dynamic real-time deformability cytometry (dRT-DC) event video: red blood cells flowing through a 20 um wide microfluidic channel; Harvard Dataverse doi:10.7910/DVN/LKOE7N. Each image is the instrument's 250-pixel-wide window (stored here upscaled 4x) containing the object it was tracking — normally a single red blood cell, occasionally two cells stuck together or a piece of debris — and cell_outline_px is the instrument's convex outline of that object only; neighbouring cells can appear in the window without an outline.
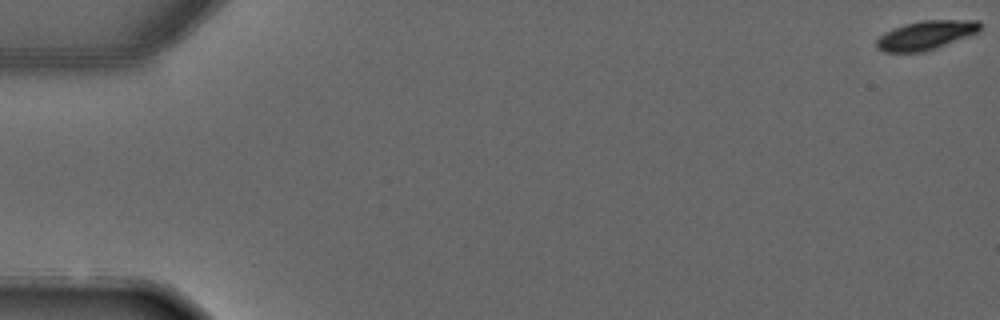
{"species": "common noctule bat (a hibernating species)", "species_latin": "Nyctalus noctula", "temperature_condition": "warm", "stored_images_in_passage": 5, "camera_frame_rate_fps": 3000, "um_per_image_px": 0.085, "animal": {"sex": "male", "forearm_length_mm": 52.5}, "frame": {"image": 1, "passage_image": 1, "time_ms": 0.0, "image_size_px": [1000, 320], "cell_outline_px": [[984, 24], [980, 32], [936, 48], [924, 52], [884, 52], [876, 48], [876, 40], [884, 32], [892, 28], [904, 24], [924, 20], [980, 20]], "centroid_in_image_um": [78.74, 2.98], "position_along_channel_um": 6.3, "area_um2": 17.8}}
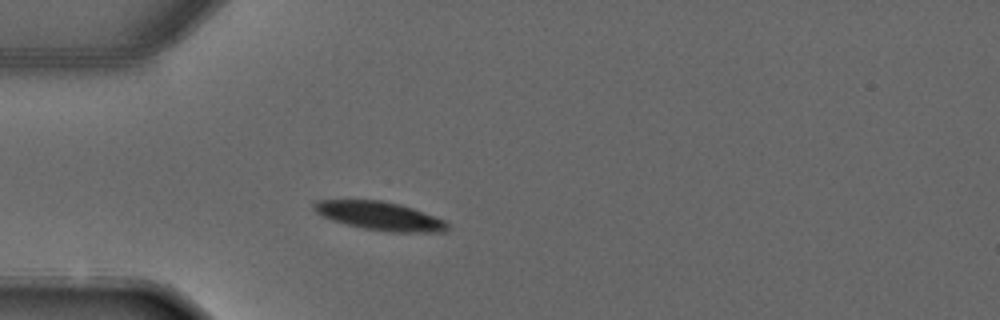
{"frame": {"image": 2, "passage_image": 5, "time_ms": 6.0, "image_size_px": [1000, 320], "cell_outline_px": [[448, 228], [444, 232], [388, 232], [364, 228], [332, 220], [320, 216], [312, 208], [312, 204], [316, 200], [380, 200], [400, 204], [448, 220]], "centroid_in_image_um": [32.29, 18.35], "position_along_channel_um": 52.7, "area_um2": 22.31}}